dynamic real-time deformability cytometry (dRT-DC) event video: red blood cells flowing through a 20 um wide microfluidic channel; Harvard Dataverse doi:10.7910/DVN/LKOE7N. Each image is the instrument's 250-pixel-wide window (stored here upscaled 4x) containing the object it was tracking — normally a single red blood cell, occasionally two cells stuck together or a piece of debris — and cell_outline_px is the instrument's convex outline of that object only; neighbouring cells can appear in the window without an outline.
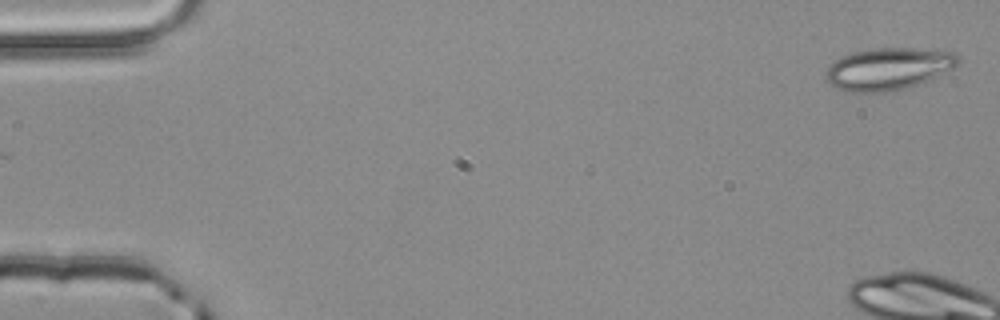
{"species": "common noctule bat (a hibernating species)", "species_latin": "Nyctalus noctula", "temperature_condition": "room temperature", "stored_images_in_passage": 4, "segment_of_instrument_passage": [2, 2], "camera_frame_rate_fps": 3000, "um_per_image_px": 0.085, "animal": {"sex": "male", "body_mass_g": 20.4}, "frame": {"image": 1, "passage_image": 4, "time_ms": 1.0, "image_size_px": [1000, 320], "cell_outline_px": [[960, 64], [956, 68], [916, 84], [904, 88], [884, 92], [848, 92], [836, 88], [824, 76], [824, 72], [828, 64], [832, 60], [852, 52], [872, 48], [912, 48], [956, 52], [960, 60]], "centroid_in_image_um": [75.48, 5.83], "position_along_channel_um": 9.5, "area_um2": 32.71}}